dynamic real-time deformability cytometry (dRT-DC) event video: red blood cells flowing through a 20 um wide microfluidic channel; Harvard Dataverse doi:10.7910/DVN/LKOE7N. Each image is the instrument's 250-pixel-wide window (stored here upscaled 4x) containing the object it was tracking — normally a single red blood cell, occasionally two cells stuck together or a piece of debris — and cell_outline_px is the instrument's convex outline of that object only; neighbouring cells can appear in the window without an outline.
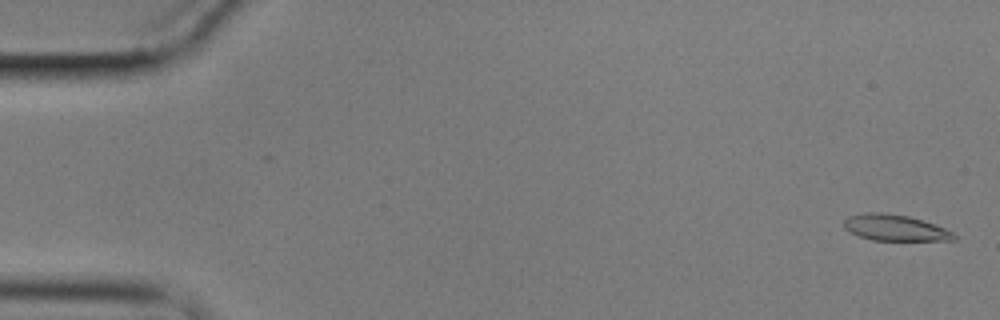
{"species": "common noctule bat (a hibernating species)", "species_latin": "Nyctalus noctula", "temperature_condition": "cold", "stored_images_in_passage": 62, "camera_frame_rate_fps": 3000, "um_per_image_px": 0.085, "animal": {"sex": "male", "body_mass_g": 17.9}, "frame": {"image": 1, "passage_image": 2, "time_ms": 0.333, "image_size_px": [1000, 320], "cell_outline_px": [[956, 240], [872, 240], [860, 236], [844, 228], [844, 220], [848, 216], [864, 212], [880, 212], [908, 216], [944, 228], [952, 232], [956, 236]], "centroid_in_image_um": [76.04, 19.35], "position_along_channel_um": 9.0, "area_um2": 16.47}}
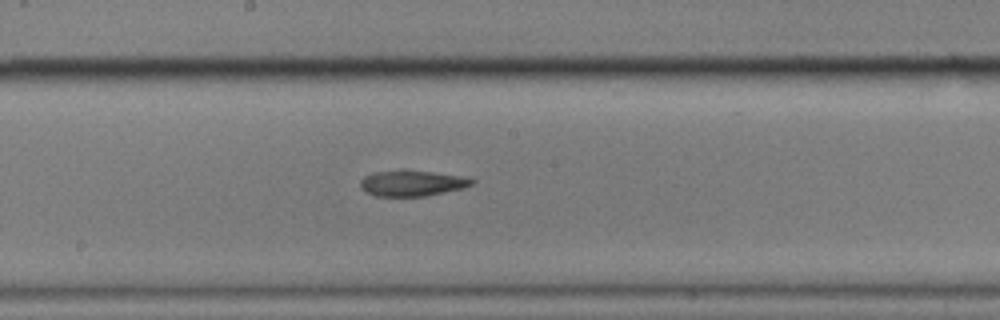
{"frame": {"image": 2, "passage_image": 34, "time_ms": 11.0, "image_size_px": [1000, 320], "cell_outline_px": [[476, 180], [472, 184], [464, 188], [424, 196], [376, 196], [364, 192], [360, 188], [360, 180], [364, 176], [372, 172], [400, 168], [404, 168], [432, 172], [456, 176]], "centroid_in_image_um": [34.92, 15.55], "position_along_channel_um": 213.3, "area_um2": 17.05}}
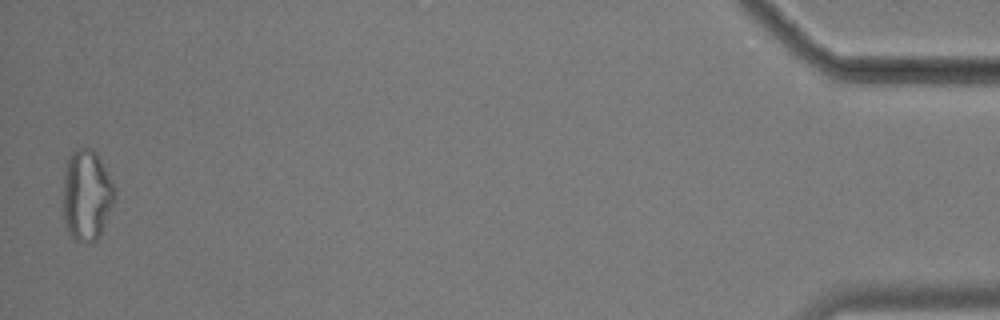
{"frame": {"image": 3, "passage_image": 61, "time_ms": 20.0, "image_size_px": [1000, 320], "cell_outline_px": [[116, 196], [100, 236], [96, 240], [72, 240], [64, 224], [64, 172], [68, 156], [76, 148], [84, 144], [92, 148], [96, 152], [116, 192]], "centroid_in_image_um": [7.35, 16.55], "position_along_channel_um": 427.9, "area_um2": 27.28}}